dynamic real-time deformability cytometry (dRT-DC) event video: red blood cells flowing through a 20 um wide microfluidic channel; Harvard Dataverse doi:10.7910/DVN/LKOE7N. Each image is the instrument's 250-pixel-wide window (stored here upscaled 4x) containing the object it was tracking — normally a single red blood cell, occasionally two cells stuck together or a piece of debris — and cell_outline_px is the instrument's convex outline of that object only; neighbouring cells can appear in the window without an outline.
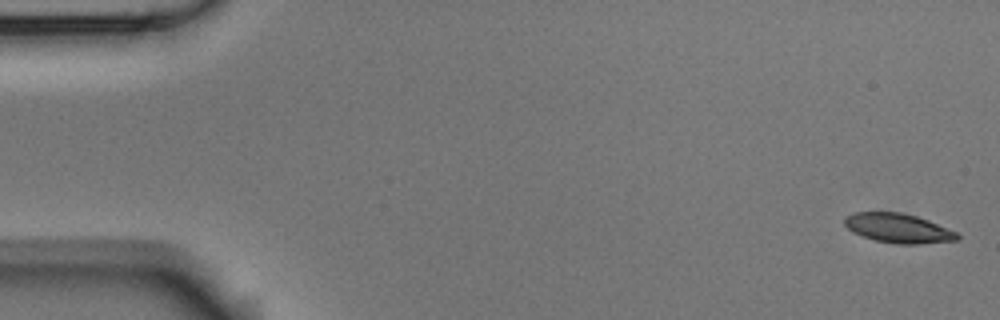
{"species": "Egyptian fruit bat (a non-hibernating species)", "species_latin": "Rousettus aegyptiacus", "temperature_condition": "room temperature", "stored_images_in_passage": 5, "camera_frame_rate_fps": 3000, "um_per_image_px": 0.085, "animal": {"sex": "male"}, "frame": {"image": 1, "passage_image": 1, "time_ms": 0.0, "image_size_px": [1000, 320], "cell_outline_px": [[960, 236], [956, 240], [916, 244], [900, 244], [876, 240], [852, 232], [844, 224], [844, 216], [852, 212], [900, 212], [916, 216], [928, 220], [956, 232]], "centroid_in_image_um": [76.3, 19.38], "position_along_channel_um": 8.7, "area_um2": 19.07}}
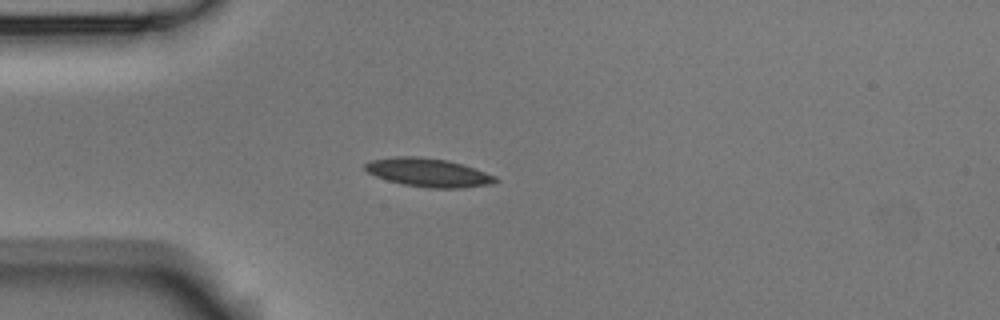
{"frame": {"image": 2, "passage_image": 4, "time_ms": 1.0, "image_size_px": [1000, 320], "cell_outline_px": [[500, 180], [492, 184], [464, 188], [428, 188], [404, 184], [388, 180], [376, 176], [368, 172], [364, 168], [364, 164], [372, 160], [396, 156], [412, 156], [448, 160], [496, 176]], "centroid_in_image_um": [36.42, 14.67], "position_along_channel_um": 48.6, "area_um2": 21.44}}